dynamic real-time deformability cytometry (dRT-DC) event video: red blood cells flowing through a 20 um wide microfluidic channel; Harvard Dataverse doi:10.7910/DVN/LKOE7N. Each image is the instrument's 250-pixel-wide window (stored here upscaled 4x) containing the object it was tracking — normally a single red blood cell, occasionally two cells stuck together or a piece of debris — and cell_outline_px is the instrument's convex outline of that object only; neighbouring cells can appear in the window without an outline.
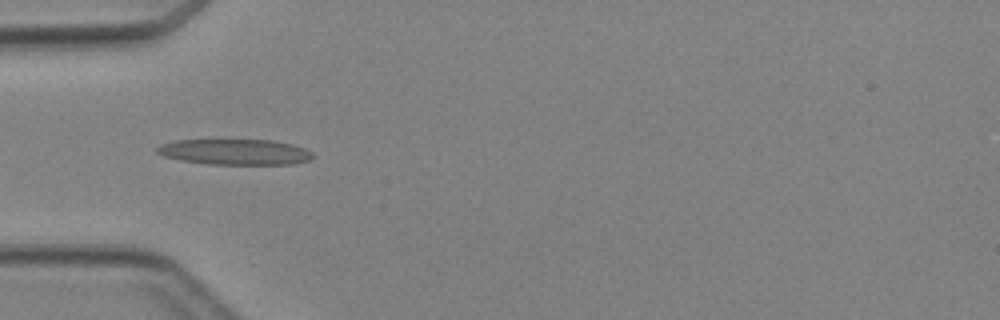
{"species": "Egyptian fruit bat (a non-hibernating species)", "species_latin": "Rousettus aegyptiacus", "temperature_condition": "cold", "stored_images_in_passage": 6, "camera_frame_rate_fps": 3000, "um_per_image_px": 0.085, "animal": {"sex": "female"}, "frame": {"image": 1, "passage_image": 5, "time_ms": 4.667, "image_size_px": [1000, 320], "cell_outline_px": [[316, 156], [308, 160], [292, 164], [208, 164], [180, 160], [164, 156], [156, 152], [156, 148], [160, 144], [176, 140], [272, 140], [292, 144], [304, 148], [312, 152]], "centroid_in_image_um": [19.97, 12.91], "position_along_channel_um": 65.0, "area_um2": 23.29}}
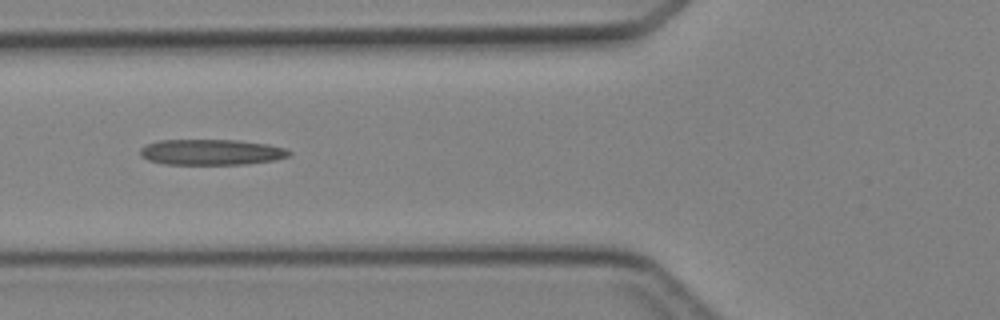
{"frame": {"image": 2, "passage_image": 6, "time_ms": 5.667, "image_size_px": [1000, 320], "cell_outline_px": [[292, 156], [276, 160], [248, 164], [164, 164], [148, 160], [140, 156], [140, 148], [148, 144], [160, 140], [236, 140], [268, 144], [284, 148], [292, 152]], "centroid_in_image_um": [18.0, 12.94], "position_along_channel_um": 107.8, "area_um2": 22.43}}